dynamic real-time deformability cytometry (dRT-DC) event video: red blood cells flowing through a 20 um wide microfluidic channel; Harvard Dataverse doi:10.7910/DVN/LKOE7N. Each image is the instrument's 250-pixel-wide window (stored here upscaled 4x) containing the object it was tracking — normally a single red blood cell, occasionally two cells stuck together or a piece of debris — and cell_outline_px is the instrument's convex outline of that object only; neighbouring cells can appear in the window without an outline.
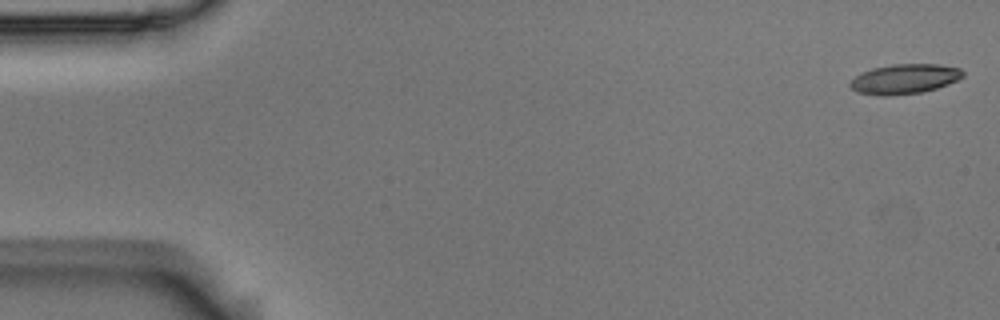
{"species": "Egyptian fruit bat (a non-hibernating species)", "species_latin": "Rousettus aegyptiacus", "temperature_condition": "room temperature", "stored_images_in_passage": 9, "camera_frame_rate_fps": 3000, "um_per_image_px": 0.085, "animal": {"sex": "male"}, "frame": {"image": 1, "passage_image": 1, "time_ms": 0.0, "image_size_px": [1000, 320], "cell_outline_px": [[964, 76], [948, 84], [936, 88], [920, 92], [884, 96], [880, 96], [856, 92], [848, 84], [856, 76], [872, 68], [892, 64], [940, 64], [960, 68], [964, 72]], "centroid_in_image_um": [76.89, 6.7], "position_along_channel_um": 8.1, "area_um2": 19.48}}
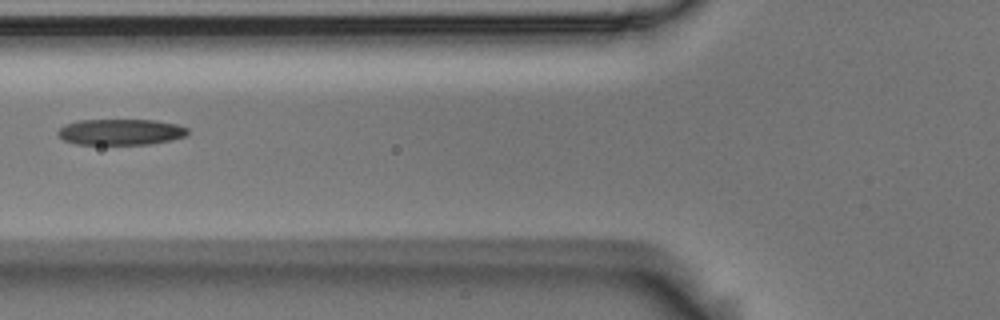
{"frame": {"image": 2, "passage_image": 6, "time_ms": 1.667, "image_size_px": [1000, 320], "cell_outline_px": [[188, 132], [184, 136], [172, 140], [148, 144], [76, 144], [64, 140], [56, 136], [56, 132], [64, 124], [76, 120], [156, 120], [176, 124], [188, 128]], "centroid_in_image_um": [10.2, 11.21], "position_along_channel_um": 115.6, "area_um2": 19.77}}
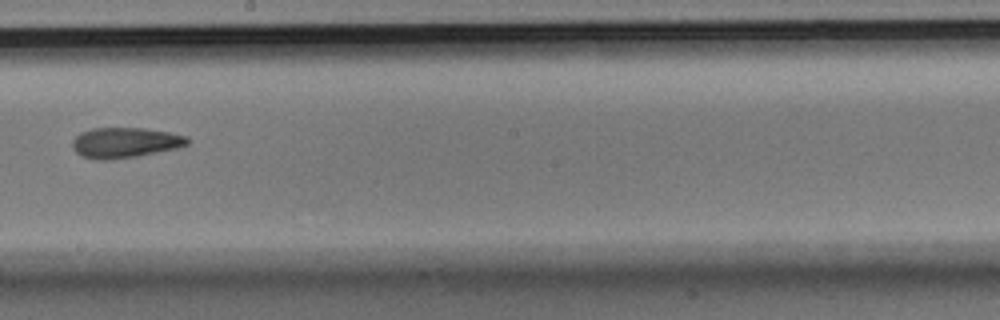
{"frame": {"image": 3, "passage_image": 9, "time_ms": 2.667, "image_size_px": [1000, 320], "cell_outline_px": [[188, 144], [176, 148], [136, 156], [108, 160], [96, 160], [84, 156], [76, 152], [72, 148], [72, 140], [80, 132], [92, 128], [144, 128], [168, 132], [188, 136]], "centroid_in_image_um": [10.59, 12.12], "position_along_channel_um": 237.6, "area_um2": 20.23}}